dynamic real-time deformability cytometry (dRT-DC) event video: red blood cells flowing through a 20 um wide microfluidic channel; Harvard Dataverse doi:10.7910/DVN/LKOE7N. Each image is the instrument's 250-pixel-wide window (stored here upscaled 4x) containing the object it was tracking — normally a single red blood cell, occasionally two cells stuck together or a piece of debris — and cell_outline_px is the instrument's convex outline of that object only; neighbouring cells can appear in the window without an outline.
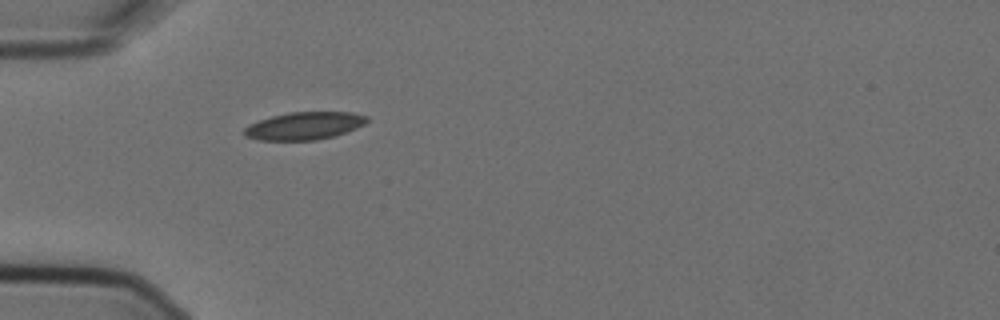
{"species": "Egyptian fruit bat (a non-hibernating species)", "species_latin": "Rousettus aegyptiacus", "temperature_condition": "cold", "stored_images_in_passage": 6, "camera_frame_rate_fps": 3000, "um_per_image_px": 0.085, "animal": {"sex": "female"}, "frame": {"image": 1, "passage_image": 6, "time_ms": 1.667, "image_size_px": [1000, 320], "cell_outline_px": [[368, 120], [364, 124], [356, 128], [332, 136], [316, 140], [260, 140], [244, 136], [244, 128], [248, 124], [272, 116], [288, 112], [352, 112], [368, 116]], "centroid_in_image_um": [25.85, 10.69], "position_along_channel_um": 59.2, "area_um2": 19.65}}